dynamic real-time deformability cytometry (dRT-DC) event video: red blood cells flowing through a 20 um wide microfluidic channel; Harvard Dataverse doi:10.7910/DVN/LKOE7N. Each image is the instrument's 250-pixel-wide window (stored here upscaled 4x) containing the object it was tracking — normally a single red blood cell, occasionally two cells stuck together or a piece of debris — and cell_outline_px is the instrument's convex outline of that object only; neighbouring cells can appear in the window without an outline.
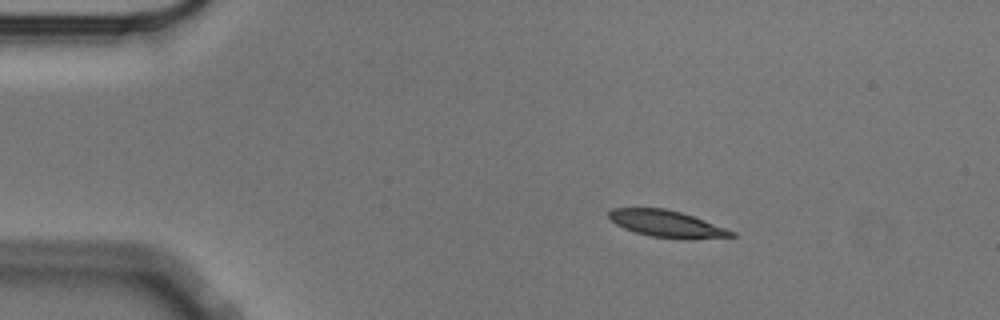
{"species": "Egyptian fruit bat (a non-hibernating species)", "species_latin": "Rousettus aegyptiacus", "temperature_condition": "cold", "stored_images_in_passage": 48, "camera_frame_rate_fps": 3000, "um_per_image_px": 0.085, "animal": {"sex": "male"}, "frame": {"image": 1, "passage_image": 1, "time_ms": 0.0, "image_size_px": [1000, 320], "cell_outline_px": [[736, 236], [688, 240], [680, 240], [652, 236], [636, 232], [624, 228], [616, 224], [608, 216], [608, 212], [612, 208], [664, 208], [680, 212], [704, 220], [736, 232]], "centroid_in_image_um": [56.7, 19.04], "position_along_channel_um": 28.3, "area_um2": 19.13}}
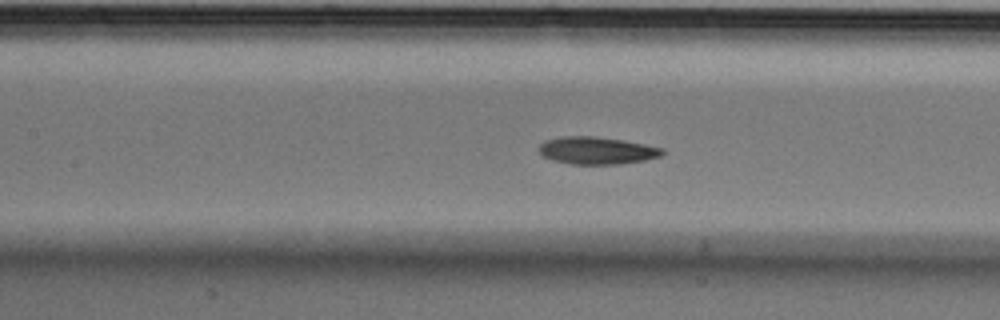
{"frame": {"image": 2, "passage_image": 17, "time_ms": 5.333, "image_size_px": [1000, 320], "cell_outline_px": [[664, 152], [660, 156], [644, 160], [620, 164], [572, 164], [552, 160], [540, 156], [540, 144], [544, 140], [560, 136], [592, 136], [624, 140], [664, 148]], "centroid_in_image_um": [50.7, 12.79], "position_along_channel_um": 156.7, "area_um2": 19.77}}
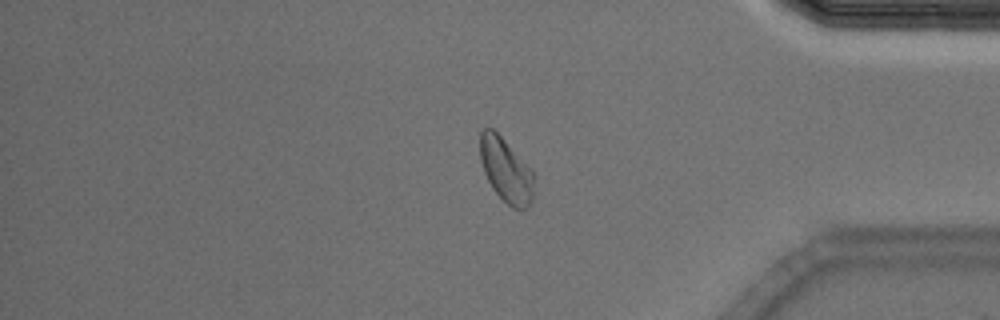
{"frame": {"image": 3, "passage_image": 39, "time_ms": 12.667, "image_size_px": [1000, 320], "cell_outline_px": [[536, 176], [532, 200], [524, 208], [512, 208], [492, 188], [484, 172], [480, 160], [480, 132], [484, 128], [492, 128], [532, 168]], "centroid_in_image_um": [43.03, 14.45], "position_along_channel_um": 392.2, "area_um2": 20.17}, "authors_computed_cell_mechanics": {"area_um2": 19.8543, "velocity_mm_per_s": 3.5153, "shape_relaxation_time_tau1_ms": 3.394, "shape_relaxation_time_tau2_ms": 4.3157, "deformation_change_tau1": 0.1297, "deformation_change_tau2": 0.0939}}